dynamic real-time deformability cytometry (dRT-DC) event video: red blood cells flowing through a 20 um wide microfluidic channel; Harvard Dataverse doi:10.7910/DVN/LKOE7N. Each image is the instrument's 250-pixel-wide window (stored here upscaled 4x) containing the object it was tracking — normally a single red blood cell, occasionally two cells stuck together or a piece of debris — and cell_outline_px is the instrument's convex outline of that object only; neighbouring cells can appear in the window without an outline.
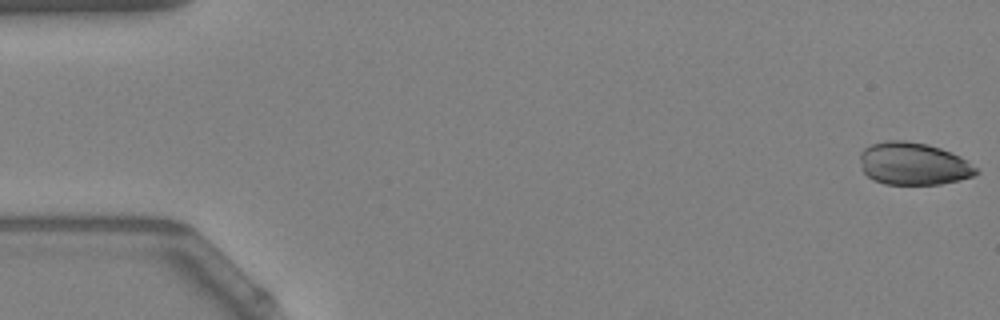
{"species": "Egyptian fruit bat (a non-hibernating species)", "species_latin": "Rousettus aegyptiacus", "temperature_condition": "warm", "stored_images_in_passage": 50, "camera_frame_rate_fps": 3000, "um_per_image_px": 0.085, "animal": {"sex": "female"}, "frame": {"image": 1, "passage_image": 1, "time_ms": 0.0, "image_size_px": [1000, 320], "cell_outline_px": [[980, 172], [972, 176], [940, 184], [884, 184], [872, 180], [864, 172], [860, 160], [860, 152], [864, 148], [872, 144], [884, 140], [904, 140], [928, 144], [940, 148], [960, 156], [976, 168]], "centroid_in_image_um": [77.6, 13.91], "position_along_channel_um": 7.4, "area_um2": 28.67}}
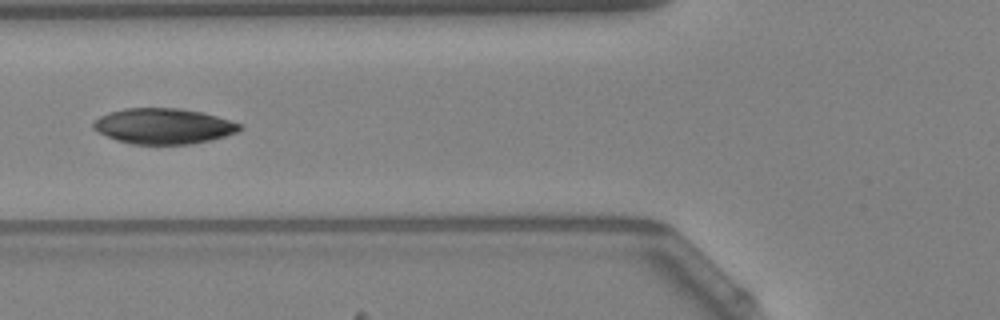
{"frame": {"image": 2, "passage_image": 21, "time_ms": 6.667, "image_size_px": [1000, 320], "cell_outline_px": [[244, 128], [236, 132], [212, 140], [192, 144], [132, 144], [116, 140], [92, 128], [92, 124], [100, 116], [124, 108], [180, 108], [200, 112], [216, 116], [244, 124]], "centroid_in_image_um": [13.94, 10.72], "position_along_channel_um": 111.9, "area_um2": 30.29}}
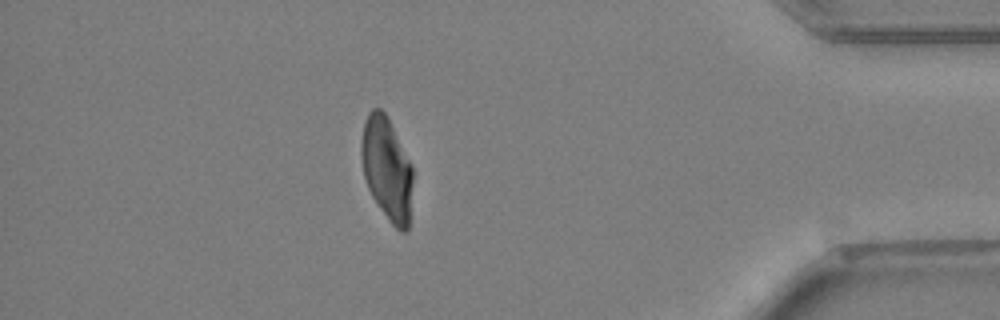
{"frame": {"image": 3, "passage_image": 47, "time_ms": 15.333, "image_size_px": [1000, 320], "cell_outline_px": [[412, 184], [408, 228], [404, 232], [400, 232], [388, 220], [372, 196], [368, 188], [364, 176], [360, 152], [360, 144], [364, 124], [368, 112], [372, 108], [380, 108], [384, 112], [412, 164]], "centroid_in_image_um": [32.87, 14.34], "position_along_channel_um": 402.3, "area_um2": 30.69}}